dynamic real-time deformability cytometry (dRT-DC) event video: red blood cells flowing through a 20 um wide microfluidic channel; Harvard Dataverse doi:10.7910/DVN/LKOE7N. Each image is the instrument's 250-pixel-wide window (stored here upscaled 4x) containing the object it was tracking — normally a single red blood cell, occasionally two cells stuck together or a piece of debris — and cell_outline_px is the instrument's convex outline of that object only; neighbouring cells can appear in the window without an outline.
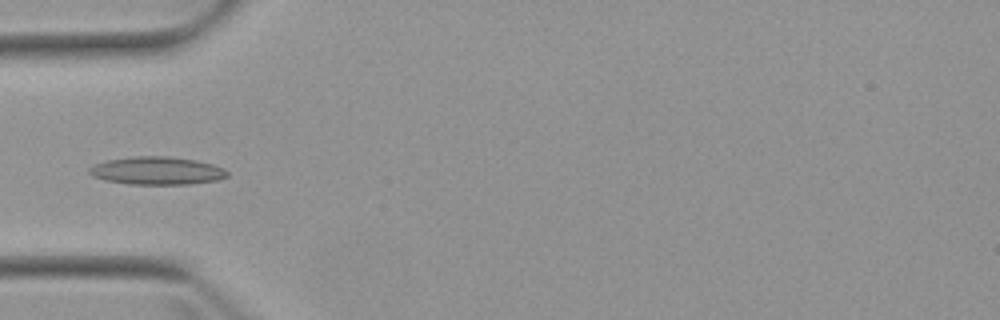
{"species": "Egyptian fruit bat (a non-hibernating species)", "species_latin": "Rousettus aegyptiacus", "temperature_condition": "warm", "stored_images_in_passage": 4, "camera_frame_rate_fps": 3000, "um_per_image_px": 0.085, "animal": {"sex": "female"}, "frame": {"image": 1, "passage_image": 4, "time_ms": 4.667, "image_size_px": [1000, 320], "cell_outline_px": [[228, 176], [220, 180], [192, 184], [128, 184], [104, 180], [92, 176], [88, 172], [88, 168], [92, 164], [108, 160], [132, 156], [168, 156], [196, 160], [212, 164], [224, 168], [228, 172]], "centroid_in_image_um": [13.33, 14.51], "position_along_channel_um": 71.7, "area_um2": 22.72}}